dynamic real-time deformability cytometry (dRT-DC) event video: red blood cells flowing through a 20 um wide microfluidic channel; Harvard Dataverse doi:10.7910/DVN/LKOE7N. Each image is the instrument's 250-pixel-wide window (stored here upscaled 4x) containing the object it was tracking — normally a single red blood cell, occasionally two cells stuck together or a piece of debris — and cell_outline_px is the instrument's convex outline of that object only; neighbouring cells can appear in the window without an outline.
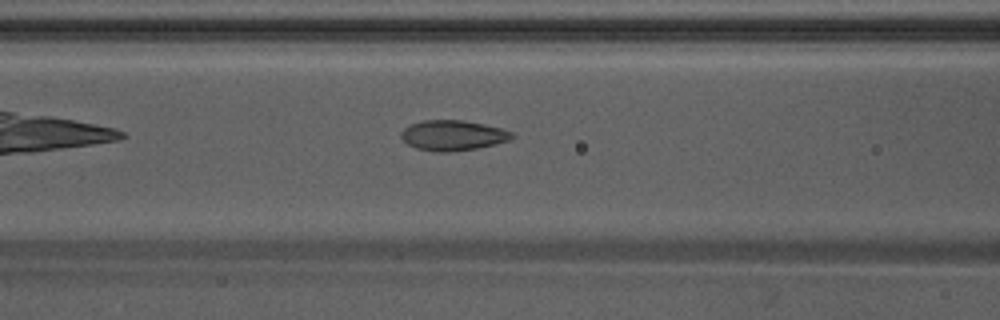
{"species": "Egyptian fruit bat (a non-hibernating species)", "species_latin": "Rousettus aegyptiacus", "temperature_condition": "warm", "stored_images_in_passage": 41, "camera_frame_rate_fps": 3000, "um_per_image_px": 0.085, "animal": {"sex": "male"}, "frame": {"image": 1, "passage_image": 9, "time_ms": 2.667, "image_size_px": [1000, 320], "cell_outline_px": [[516, 136], [512, 140], [476, 148], [448, 152], [436, 152], [416, 148], [408, 144], [400, 136], [400, 132], [404, 128], [412, 124], [424, 120], [464, 120], [484, 124], [500, 128], [512, 132]], "centroid_in_image_um": [38.51, 11.5], "position_along_channel_um": 128.1, "area_um2": 19.54}}
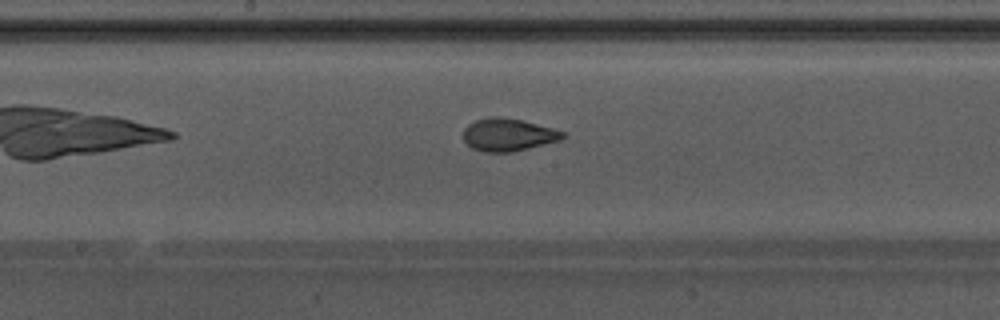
{"frame": {"image": 2, "passage_image": 15, "time_ms": 4.667, "image_size_px": [1000, 320], "cell_outline_px": [[568, 136], [560, 140], [512, 152], [484, 152], [472, 148], [464, 140], [464, 128], [468, 124], [476, 120], [492, 116], [496, 116], [524, 120], [552, 128], [564, 132]], "centroid_in_image_um": [43.2, 11.45], "position_along_channel_um": 205.0, "area_um2": 18.9}}
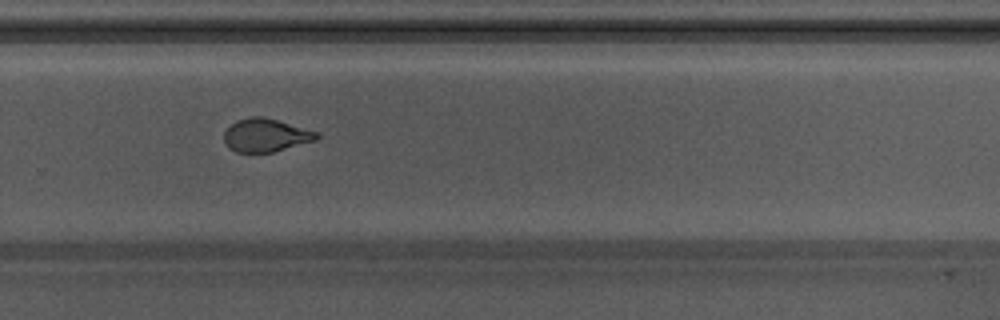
{"frame": {"image": 3, "passage_image": 23, "time_ms": 7.333, "image_size_px": [1000, 320], "cell_outline_px": [[320, 136], [316, 140], [272, 152], [236, 152], [228, 148], [224, 140], [224, 132], [236, 120], [252, 116], [264, 116], [320, 132]], "centroid_in_image_um": [22.6, 11.48], "position_along_channel_um": 307.2, "area_um2": 17.98}, "authors_computed_cell_mechanics": {"area_um2": 18.9006, "velocity_mm_per_s": 3.846, "shape_relaxation_time_tau1_ms": null, "shape_relaxation_time_tau2_ms": 1.1788, "deformation_change_tau1": null, "deformation_change_tau2": 0.0711}}